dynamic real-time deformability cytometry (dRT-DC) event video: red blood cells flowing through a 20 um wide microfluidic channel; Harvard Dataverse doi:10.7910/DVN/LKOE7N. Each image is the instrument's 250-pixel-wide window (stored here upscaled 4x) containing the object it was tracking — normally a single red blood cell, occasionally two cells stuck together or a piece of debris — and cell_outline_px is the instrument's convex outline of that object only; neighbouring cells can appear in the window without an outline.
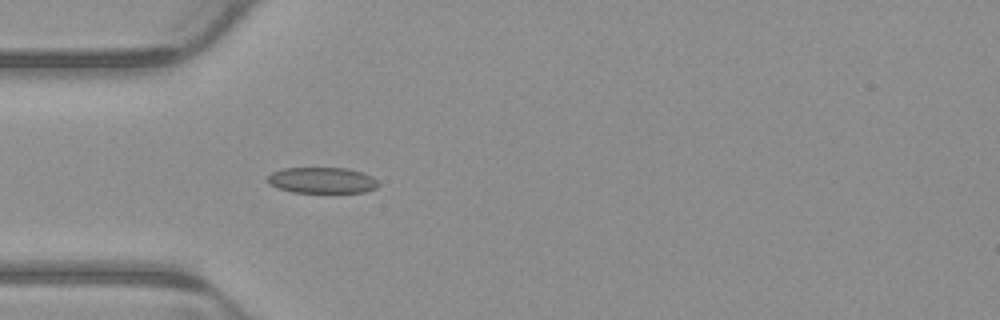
{"species": "common noctule bat (a hibernating species)", "species_latin": "Nyctalus noctula", "temperature_condition": "warm", "stored_images_in_passage": 4, "camera_frame_rate_fps": 3000, "um_per_image_px": 0.085, "animal": {"sex": "male", "body_mass_g": 23.1, "forearm_length_mm": 52.7}, "frame": {"image": 1, "passage_image": 4, "time_ms": 1.0, "image_size_px": [1000, 320], "cell_outline_px": [[380, 184], [376, 188], [364, 192], [292, 192], [268, 184], [268, 176], [272, 172], [284, 168], [348, 168], [372, 176]], "centroid_in_image_um": [27.38, 15.32], "position_along_channel_um": 57.6, "area_um2": 16.65}}